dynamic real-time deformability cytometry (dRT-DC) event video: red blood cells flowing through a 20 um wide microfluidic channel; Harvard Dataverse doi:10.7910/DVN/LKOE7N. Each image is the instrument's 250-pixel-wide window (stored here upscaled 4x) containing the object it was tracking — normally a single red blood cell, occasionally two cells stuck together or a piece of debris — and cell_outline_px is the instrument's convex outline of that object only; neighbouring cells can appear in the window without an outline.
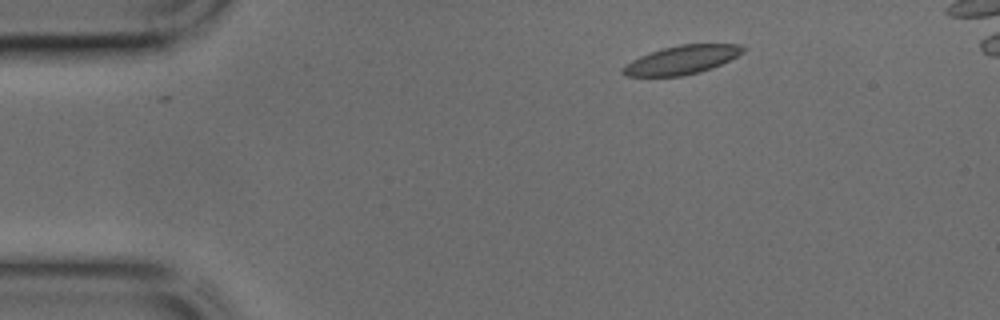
{"species": "common noctule bat (a hibernating species)", "species_latin": "Nyctalus noctula", "temperature_condition": "cold", "stored_images_in_passage": 37, "camera_frame_rate_fps": 3000, "um_per_image_px": 0.085, "animal": {"sex": "male", "body_mass_g": 17.9, "forearm_length_mm": 54.2}, "frame": {"image": 1, "passage_image": 1, "time_ms": 0.0, "image_size_px": [1000, 320], "cell_outline_px": [[748, 48], [744, 52], [712, 68], [700, 72], [680, 76], [624, 76], [620, 72], [632, 60], [640, 56], [664, 48], [680, 44], [740, 44]], "centroid_in_image_um": [57.99, 5.08], "position_along_channel_um": 27.0, "area_um2": 19.83}}
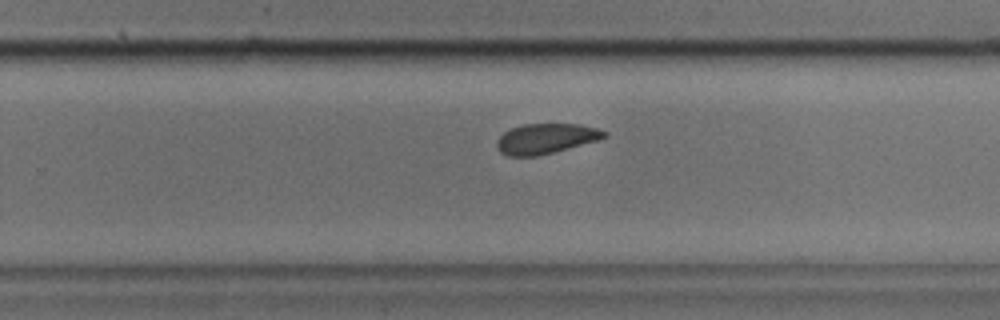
{"frame": {"image": 2, "passage_image": 22, "time_ms": 7.0, "image_size_px": [1000, 320], "cell_outline_px": [[608, 136], [600, 140], [536, 156], [508, 156], [500, 152], [496, 144], [496, 140], [504, 132], [512, 128], [524, 124], [580, 124], [596, 128], [608, 132]], "centroid_in_image_um": [46.42, 11.78], "position_along_channel_um": 283.4, "area_um2": 18.84}}
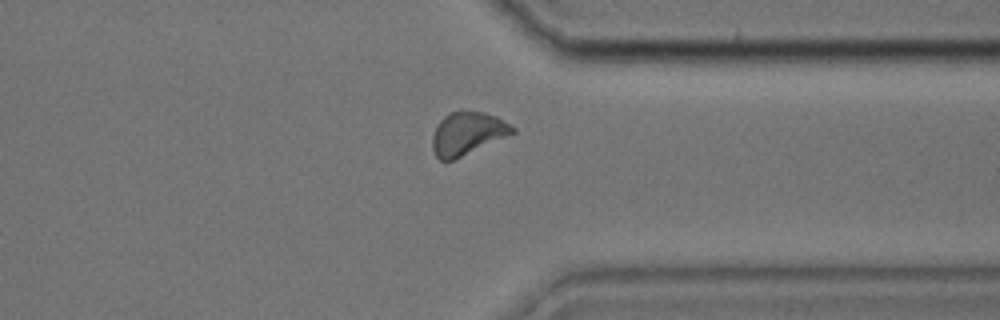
{"frame": {"image": 3, "passage_image": 28, "time_ms": 9.0, "image_size_px": [1000, 320], "cell_outline_px": [[516, 132], [452, 160], [440, 160], [436, 156], [432, 148], [432, 136], [440, 120], [444, 116], [452, 112], [484, 112], [496, 116], [516, 128]], "centroid_in_image_um": [39.72, 11.34], "position_along_channel_um": 371.7, "area_um2": 19.54}}